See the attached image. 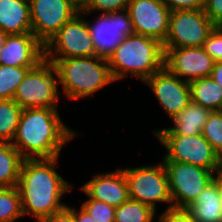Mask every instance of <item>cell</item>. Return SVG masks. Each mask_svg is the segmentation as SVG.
Returning a JSON list of instances; mask_svg holds the SVG:
<instances>
[{"mask_svg":"<svg viewBox=\"0 0 222 222\" xmlns=\"http://www.w3.org/2000/svg\"><path fill=\"white\" fill-rule=\"evenodd\" d=\"M57 160L58 157L24 159L17 185L23 216L29 214L42 222L67 205L61 202L62 196L73 185L56 171Z\"/></svg>","mask_w":222,"mask_h":222,"instance_id":"6da1fadb","label":"cell"},{"mask_svg":"<svg viewBox=\"0 0 222 222\" xmlns=\"http://www.w3.org/2000/svg\"><path fill=\"white\" fill-rule=\"evenodd\" d=\"M75 222H96L82 207L79 211L74 209Z\"/></svg>","mask_w":222,"mask_h":222,"instance_id":"d590c367","label":"cell"},{"mask_svg":"<svg viewBox=\"0 0 222 222\" xmlns=\"http://www.w3.org/2000/svg\"><path fill=\"white\" fill-rule=\"evenodd\" d=\"M81 207L91 215L96 222H115L116 208L105 202L88 197V200L83 202Z\"/></svg>","mask_w":222,"mask_h":222,"instance_id":"83f0119b","label":"cell"},{"mask_svg":"<svg viewBox=\"0 0 222 222\" xmlns=\"http://www.w3.org/2000/svg\"><path fill=\"white\" fill-rule=\"evenodd\" d=\"M96 19L93 25L88 20L87 22L97 56L109 57L123 38L134 34L127 10L101 13Z\"/></svg>","mask_w":222,"mask_h":222,"instance_id":"4fadbf2b","label":"cell"},{"mask_svg":"<svg viewBox=\"0 0 222 222\" xmlns=\"http://www.w3.org/2000/svg\"><path fill=\"white\" fill-rule=\"evenodd\" d=\"M215 173L216 174H214L213 180L215 181V183L217 184L219 188V193H220L221 202H222V167L219 170H217Z\"/></svg>","mask_w":222,"mask_h":222,"instance_id":"8d00e7d4","label":"cell"},{"mask_svg":"<svg viewBox=\"0 0 222 222\" xmlns=\"http://www.w3.org/2000/svg\"><path fill=\"white\" fill-rule=\"evenodd\" d=\"M144 83L149 85L171 119L191 102L189 82L171 74L165 67L146 79Z\"/></svg>","mask_w":222,"mask_h":222,"instance_id":"9a60e30c","label":"cell"},{"mask_svg":"<svg viewBox=\"0 0 222 222\" xmlns=\"http://www.w3.org/2000/svg\"><path fill=\"white\" fill-rule=\"evenodd\" d=\"M44 60V45L32 32L8 35L0 54V65L36 67Z\"/></svg>","mask_w":222,"mask_h":222,"instance_id":"2e32d148","label":"cell"},{"mask_svg":"<svg viewBox=\"0 0 222 222\" xmlns=\"http://www.w3.org/2000/svg\"><path fill=\"white\" fill-rule=\"evenodd\" d=\"M7 37H8V34L0 29V54H1L2 47L4 46L6 42Z\"/></svg>","mask_w":222,"mask_h":222,"instance_id":"74e56055","label":"cell"},{"mask_svg":"<svg viewBox=\"0 0 222 222\" xmlns=\"http://www.w3.org/2000/svg\"><path fill=\"white\" fill-rule=\"evenodd\" d=\"M23 217L18 187L0 188V222H17Z\"/></svg>","mask_w":222,"mask_h":222,"instance_id":"d4e9b609","label":"cell"},{"mask_svg":"<svg viewBox=\"0 0 222 222\" xmlns=\"http://www.w3.org/2000/svg\"><path fill=\"white\" fill-rule=\"evenodd\" d=\"M164 67L173 75L191 82L210 77L215 60L203 47H184L164 49Z\"/></svg>","mask_w":222,"mask_h":222,"instance_id":"5bb4252c","label":"cell"},{"mask_svg":"<svg viewBox=\"0 0 222 222\" xmlns=\"http://www.w3.org/2000/svg\"><path fill=\"white\" fill-rule=\"evenodd\" d=\"M29 9L32 33L44 46L81 12L74 0H29Z\"/></svg>","mask_w":222,"mask_h":222,"instance_id":"8fae6325","label":"cell"},{"mask_svg":"<svg viewBox=\"0 0 222 222\" xmlns=\"http://www.w3.org/2000/svg\"><path fill=\"white\" fill-rule=\"evenodd\" d=\"M155 213L151 207L129 198L115 209V222H153Z\"/></svg>","mask_w":222,"mask_h":222,"instance_id":"cb8c5ba5","label":"cell"},{"mask_svg":"<svg viewBox=\"0 0 222 222\" xmlns=\"http://www.w3.org/2000/svg\"><path fill=\"white\" fill-rule=\"evenodd\" d=\"M58 75L53 63L42 60L29 69L18 85L13 100L22 108H57Z\"/></svg>","mask_w":222,"mask_h":222,"instance_id":"5b68a950","label":"cell"},{"mask_svg":"<svg viewBox=\"0 0 222 222\" xmlns=\"http://www.w3.org/2000/svg\"><path fill=\"white\" fill-rule=\"evenodd\" d=\"M24 158L9 142H0V188L16 187Z\"/></svg>","mask_w":222,"mask_h":222,"instance_id":"7402d4cb","label":"cell"},{"mask_svg":"<svg viewBox=\"0 0 222 222\" xmlns=\"http://www.w3.org/2000/svg\"><path fill=\"white\" fill-rule=\"evenodd\" d=\"M212 111L190 102L171 121L173 127L156 130L155 135H198L202 134L204 125Z\"/></svg>","mask_w":222,"mask_h":222,"instance_id":"ac0fdd59","label":"cell"},{"mask_svg":"<svg viewBox=\"0 0 222 222\" xmlns=\"http://www.w3.org/2000/svg\"><path fill=\"white\" fill-rule=\"evenodd\" d=\"M210 77L222 87V62H215Z\"/></svg>","mask_w":222,"mask_h":222,"instance_id":"e575fe53","label":"cell"},{"mask_svg":"<svg viewBox=\"0 0 222 222\" xmlns=\"http://www.w3.org/2000/svg\"><path fill=\"white\" fill-rule=\"evenodd\" d=\"M22 111L13 99H0V142L12 143Z\"/></svg>","mask_w":222,"mask_h":222,"instance_id":"603a6c76","label":"cell"},{"mask_svg":"<svg viewBox=\"0 0 222 222\" xmlns=\"http://www.w3.org/2000/svg\"><path fill=\"white\" fill-rule=\"evenodd\" d=\"M203 48L215 62H222V33L216 27L207 37Z\"/></svg>","mask_w":222,"mask_h":222,"instance_id":"f546056e","label":"cell"},{"mask_svg":"<svg viewBox=\"0 0 222 222\" xmlns=\"http://www.w3.org/2000/svg\"><path fill=\"white\" fill-rule=\"evenodd\" d=\"M80 189L89 198L107 203L115 208L129 199L128 182L122 168L93 175Z\"/></svg>","mask_w":222,"mask_h":222,"instance_id":"e0dca14e","label":"cell"},{"mask_svg":"<svg viewBox=\"0 0 222 222\" xmlns=\"http://www.w3.org/2000/svg\"><path fill=\"white\" fill-rule=\"evenodd\" d=\"M32 68L0 65V99H13L18 85Z\"/></svg>","mask_w":222,"mask_h":222,"instance_id":"484cf974","label":"cell"},{"mask_svg":"<svg viewBox=\"0 0 222 222\" xmlns=\"http://www.w3.org/2000/svg\"><path fill=\"white\" fill-rule=\"evenodd\" d=\"M0 29L8 35L32 32L29 0H0Z\"/></svg>","mask_w":222,"mask_h":222,"instance_id":"d6986e66","label":"cell"},{"mask_svg":"<svg viewBox=\"0 0 222 222\" xmlns=\"http://www.w3.org/2000/svg\"><path fill=\"white\" fill-rule=\"evenodd\" d=\"M127 11L135 34L165 42L171 11L163 0H130Z\"/></svg>","mask_w":222,"mask_h":222,"instance_id":"7c38bea8","label":"cell"},{"mask_svg":"<svg viewBox=\"0 0 222 222\" xmlns=\"http://www.w3.org/2000/svg\"><path fill=\"white\" fill-rule=\"evenodd\" d=\"M155 136L167 150L162 161L188 163L213 173L222 167V158L202 134Z\"/></svg>","mask_w":222,"mask_h":222,"instance_id":"52a82bcc","label":"cell"},{"mask_svg":"<svg viewBox=\"0 0 222 222\" xmlns=\"http://www.w3.org/2000/svg\"><path fill=\"white\" fill-rule=\"evenodd\" d=\"M164 57L163 43L134 33L120 41L107 61L115 82L128 75L144 82L164 67Z\"/></svg>","mask_w":222,"mask_h":222,"instance_id":"3957f363","label":"cell"},{"mask_svg":"<svg viewBox=\"0 0 222 222\" xmlns=\"http://www.w3.org/2000/svg\"><path fill=\"white\" fill-rule=\"evenodd\" d=\"M77 132L64 125L57 108L23 109L12 145L24 159L59 157Z\"/></svg>","mask_w":222,"mask_h":222,"instance_id":"7a4b0ae2","label":"cell"},{"mask_svg":"<svg viewBox=\"0 0 222 222\" xmlns=\"http://www.w3.org/2000/svg\"><path fill=\"white\" fill-rule=\"evenodd\" d=\"M168 9L175 10H203L206 0H163Z\"/></svg>","mask_w":222,"mask_h":222,"instance_id":"1f68e13d","label":"cell"},{"mask_svg":"<svg viewBox=\"0 0 222 222\" xmlns=\"http://www.w3.org/2000/svg\"><path fill=\"white\" fill-rule=\"evenodd\" d=\"M158 222H196L186 208L165 209L157 218Z\"/></svg>","mask_w":222,"mask_h":222,"instance_id":"4dcf8cb0","label":"cell"},{"mask_svg":"<svg viewBox=\"0 0 222 222\" xmlns=\"http://www.w3.org/2000/svg\"><path fill=\"white\" fill-rule=\"evenodd\" d=\"M74 1L81 7L86 0H74Z\"/></svg>","mask_w":222,"mask_h":222,"instance_id":"f35d334b","label":"cell"},{"mask_svg":"<svg viewBox=\"0 0 222 222\" xmlns=\"http://www.w3.org/2000/svg\"><path fill=\"white\" fill-rule=\"evenodd\" d=\"M203 137L222 158V111H212L202 130Z\"/></svg>","mask_w":222,"mask_h":222,"instance_id":"4316f807","label":"cell"},{"mask_svg":"<svg viewBox=\"0 0 222 222\" xmlns=\"http://www.w3.org/2000/svg\"><path fill=\"white\" fill-rule=\"evenodd\" d=\"M214 28L215 25L204 10L172 11L163 48L203 47Z\"/></svg>","mask_w":222,"mask_h":222,"instance_id":"30bf717a","label":"cell"},{"mask_svg":"<svg viewBox=\"0 0 222 222\" xmlns=\"http://www.w3.org/2000/svg\"><path fill=\"white\" fill-rule=\"evenodd\" d=\"M130 0H86L81 6V12L89 15L92 12H103V14L127 10ZM87 13V14H86Z\"/></svg>","mask_w":222,"mask_h":222,"instance_id":"f1b7e54d","label":"cell"},{"mask_svg":"<svg viewBox=\"0 0 222 222\" xmlns=\"http://www.w3.org/2000/svg\"><path fill=\"white\" fill-rule=\"evenodd\" d=\"M168 175L174 208H187L209 185L214 174L209 169L183 162L162 161Z\"/></svg>","mask_w":222,"mask_h":222,"instance_id":"9c48e42d","label":"cell"},{"mask_svg":"<svg viewBox=\"0 0 222 222\" xmlns=\"http://www.w3.org/2000/svg\"><path fill=\"white\" fill-rule=\"evenodd\" d=\"M186 209L196 222H222V202L215 181L207 185Z\"/></svg>","mask_w":222,"mask_h":222,"instance_id":"ffe728a7","label":"cell"},{"mask_svg":"<svg viewBox=\"0 0 222 222\" xmlns=\"http://www.w3.org/2000/svg\"><path fill=\"white\" fill-rule=\"evenodd\" d=\"M46 60L53 63L58 84L71 100L89 97L115 82L107 58L101 56Z\"/></svg>","mask_w":222,"mask_h":222,"instance_id":"277c9868","label":"cell"},{"mask_svg":"<svg viewBox=\"0 0 222 222\" xmlns=\"http://www.w3.org/2000/svg\"><path fill=\"white\" fill-rule=\"evenodd\" d=\"M191 101L211 111H222V87L211 77L189 83Z\"/></svg>","mask_w":222,"mask_h":222,"instance_id":"44dd1931","label":"cell"},{"mask_svg":"<svg viewBox=\"0 0 222 222\" xmlns=\"http://www.w3.org/2000/svg\"><path fill=\"white\" fill-rule=\"evenodd\" d=\"M222 33V21L215 26Z\"/></svg>","mask_w":222,"mask_h":222,"instance_id":"ab89813d","label":"cell"},{"mask_svg":"<svg viewBox=\"0 0 222 222\" xmlns=\"http://www.w3.org/2000/svg\"><path fill=\"white\" fill-rule=\"evenodd\" d=\"M80 12L50 39L44 46V59L96 56V49L89 25Z\"/></svg>","mask_w":222,"mask_h":222,"instance_id":"ba28073f","label":"cell"},{"mask_svg":"<svg viewBox=\"0 0 222 222\" xmlns=\"http://www.w3.org/2000/svg\"><path fill=\"white\" fill-rule=\"evenodd\" d=\"M128 182L129 198L139 201L156 211V203H169L172 208L168 175L163 162L122 169Z\"/></svg>","mask_w":222,"mask_h":222,"instance_id":"8992f818","label":"cell"},{"mask_svg":"<svg viewBox=\"0 0 222 222\" xmlns=\"http://www.w3.org/2000/svg\"><path fill=\"white\" fill-rule=\"evenodd\" d=\"M203 10L215 26L222 21V0H206Z\"/></svg>","mask_w":222,"mask_h":222,"instance_id":"d6a6232c","label":"cell"},{"mask_svg":"<svg viewBox=\"0 0 222 222\" xmlns=\"http://www.w3.org/2000/svg\"><path fill=\"white\" fill-rule=\"evenodd\" d=\"M42 222H75L74 208L66 205L61 210L54 212L51 216L46 217Z\"/></svg>","mask_w":222,"mask_h":222,"instance_id":"836d02e7","label":"cell"}]
</instances>
